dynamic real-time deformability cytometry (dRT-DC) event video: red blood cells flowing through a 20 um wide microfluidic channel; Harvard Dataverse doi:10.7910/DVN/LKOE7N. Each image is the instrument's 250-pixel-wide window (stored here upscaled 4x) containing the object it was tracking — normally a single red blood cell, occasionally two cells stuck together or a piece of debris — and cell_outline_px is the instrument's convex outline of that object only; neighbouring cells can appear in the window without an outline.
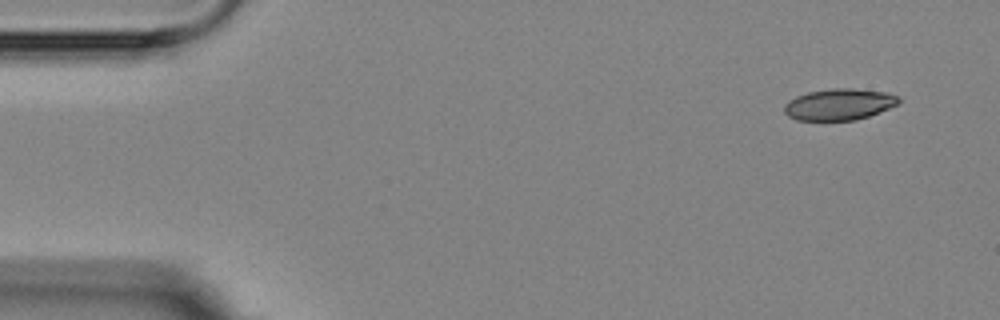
{"species": "Egyptian fruit bat (a non-hibernating species)", "species_latin": "Rousettus aegyptiacus", "temperature_condition": "room temperature", "stored_images_in_passage": 4, "camera_frame_rate_fps": 3000, "um_per_image_px": 0.085, "animal": {"sex": "female"}, "frame": {"image": 1, "passage_image": 1, "time_ms": 0.0, "image_size_px": [1000, 320], "cell_outline_px": [[900, 104], [880, 112], [856, 120], [796, 120], [788, 116], [784, 112], [784, 104], [788, 100], [796, 96], [808, 92], [832, 88], [852, 88], [888, 92], [900, 96]], "centroid_in_image_um": [71.36, 8.86], "position_along_channel_um": 13.6, "area_um2": 21.21}}
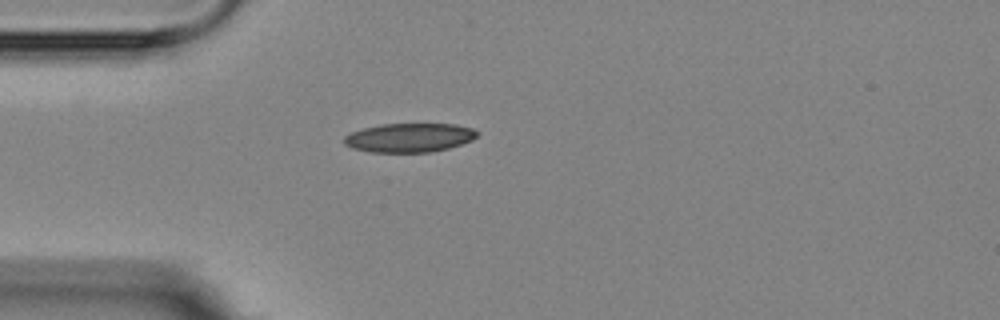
{"frame": {"image": 2, "passage_image": 4, "time_ms": 3.667, "image_size_px": [1000, 320], "cell_outline_px": [[480, 132], [472, 140], [448, 148], [432, 152], [372, 152], [352, 148], [344, 144], [344, 136], [352, 132], [364, 128], [380, 124], [456, 124], [472, 128]], "centroid_in_image_um": [34.8, 11.7], "position_along_channel_um": 50.2, "area_um2": 22.43}}